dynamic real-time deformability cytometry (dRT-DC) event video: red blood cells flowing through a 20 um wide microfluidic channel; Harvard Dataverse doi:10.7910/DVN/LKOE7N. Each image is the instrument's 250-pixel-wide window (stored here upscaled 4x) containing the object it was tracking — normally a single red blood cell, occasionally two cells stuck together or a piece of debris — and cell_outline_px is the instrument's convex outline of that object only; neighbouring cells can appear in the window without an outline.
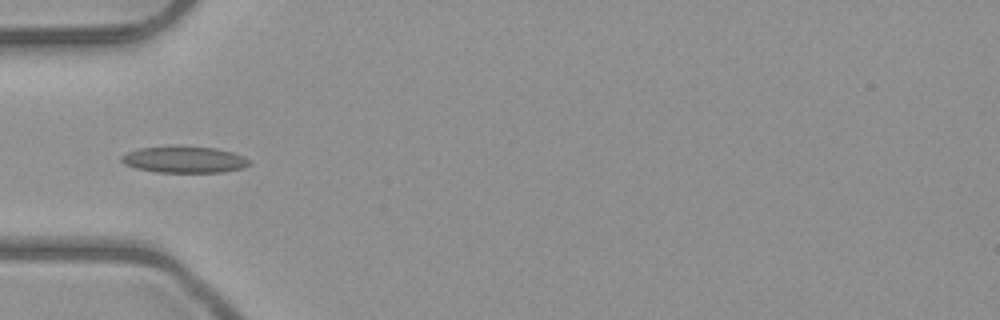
{"species": "common noctule bat (a hibernating species)", "species_latin": "Nyctalus noctula", "temperature_condition": "room temperature", "stored_images_in_passage": 3, "camera_frame_rate_fps": 3000, "um_per_image_px": 0.085, "animal": {"sex": "male", "body_mass_g": 23.1, "forearm_length_mm": 52.7}, "frame": {"image": 1, "passage_image": 3, "time_ms": 3.0, "image_size_px": [1000, 320], "cell_outline_px": [[252, 164], [244, 168], [224, 172], [156, 172], [136, 168], [124, 164], [120, 160], [120, 156], [128, 152], [140, 148], [172, 144], [216, 148], [232, 152], [244, 156]], "centroid_in_image_um": [15.66, 13.54], "position_along_channel_um": 69.3, "area_um2": 20.29}}